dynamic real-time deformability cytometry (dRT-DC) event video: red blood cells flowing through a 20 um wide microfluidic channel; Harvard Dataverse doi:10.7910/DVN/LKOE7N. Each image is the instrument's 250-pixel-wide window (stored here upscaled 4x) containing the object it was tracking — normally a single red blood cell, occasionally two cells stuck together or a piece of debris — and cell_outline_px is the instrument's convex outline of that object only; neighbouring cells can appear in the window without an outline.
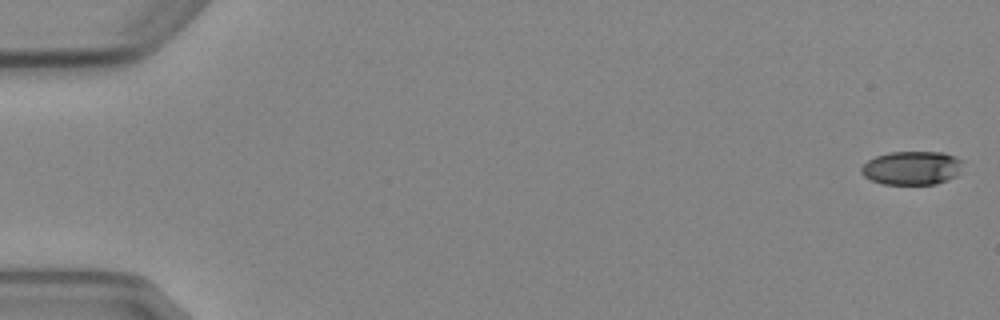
{"species": "Egyptian fruit bat (a non-hibernating species)", "species_latin": "Rousettus aegyptiacus", "temperature_condition": "cold", "stored_images_in_passage": 5, "camera_frame_rate_fps": 3000, "um_per_image_px": 0.085, "animal": {"sex": "female"}, "frame": {"image": 1, "passage_image": 1, "time_ms": 0.0, "image_size_px": [1000, 320], "cell_outline_px": [[964, 160], [960, 172], [956, 176], [948, 180], [936, 184], [884, 184], [872, 180], [864, 176], [860, 172], [860, 168], [868, 160], [876, 156], [888, 152], [944, 152], [956, 156]], "centroid_in_image_um": [77.55, 14.27], "position_along_channel_um": 7.5, "area_um2": 20.17}}
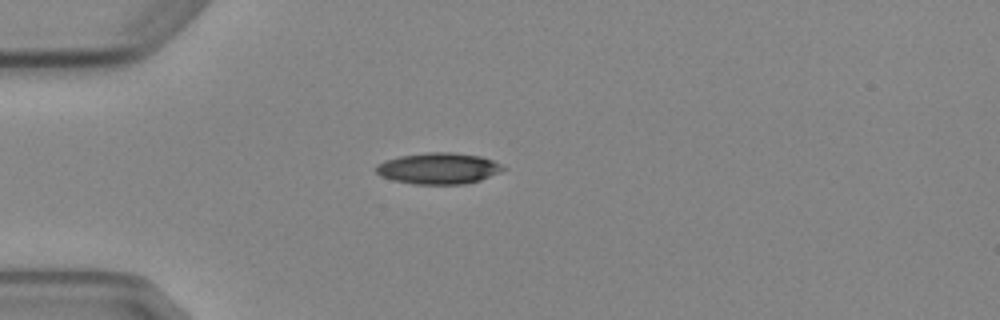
{"frame": {"image": 2, "passage_image": 5, "time_ms": 4.667, "image_size_px": [1000, 320], "cell_outline_px": [[508, 168], [500, 172], [480, 180], [464, 184], [412, 184], [392, 180], [380, 176], [376, 172], [376, 164], [384, 160], [400, 156], [428, 152], [452, 152], [480, 156], [492, 160]], "centroid_in_image_um": [37.25, 14.31], "position_along_channel_um": 47.7, "area_um2": 23.24}}